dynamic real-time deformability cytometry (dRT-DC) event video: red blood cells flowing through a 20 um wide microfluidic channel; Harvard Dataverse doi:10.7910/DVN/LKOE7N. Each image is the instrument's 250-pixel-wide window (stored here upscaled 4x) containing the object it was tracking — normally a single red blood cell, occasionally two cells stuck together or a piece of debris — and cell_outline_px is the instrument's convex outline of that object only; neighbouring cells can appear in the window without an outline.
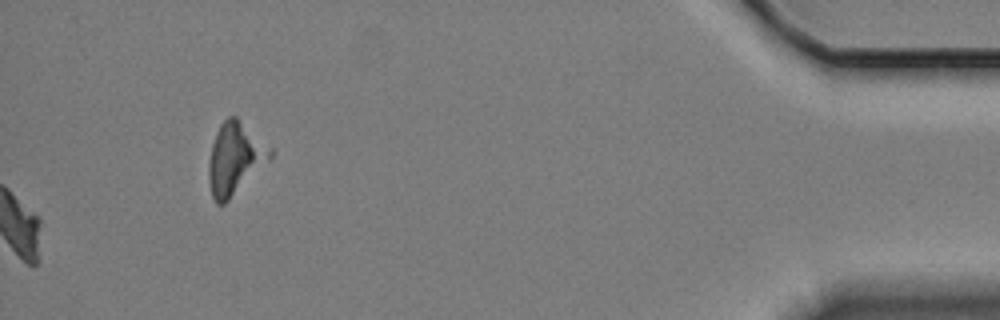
{"species": "Egyptian fruit bat (a non-hibernating species)", "species_latin": "Rousettus aegyptiacus", "temperature_condition": "cold", "stored_images_in_passage": 45, "camera_frame_rate_fps": 3000, "um_per_image_px": 0.085, "animal": {"sex": "female"}, "frame": {"image": 1, "passage_image": 45, "time_ms": 14.667, "image_size_px": [1000, 320], "cell_outline_px": [[272, 156], [224, 204], [216, 204], [212, 196], [208, 180], [208, 164], [212, 144], [216, 132], [220, 124], [228, 116], [236, 116], [272, 148]], "centroid_in_image_um": [19.94, 13.45], "position_along_channel_um": 415.3, "area_um2": 25.32}, "authors_computed_cell_mechanics": {"area_um2": 20.23, "velocity_mm_per_s": 3.3038, "shape_relaxation_time_tau1_ms": 2.3508, "shape_relaxation_time_tau2_ms": 6.946, "deformation_change_tau1": 0.1146, "deformation_change_tau2": 0.0986}}